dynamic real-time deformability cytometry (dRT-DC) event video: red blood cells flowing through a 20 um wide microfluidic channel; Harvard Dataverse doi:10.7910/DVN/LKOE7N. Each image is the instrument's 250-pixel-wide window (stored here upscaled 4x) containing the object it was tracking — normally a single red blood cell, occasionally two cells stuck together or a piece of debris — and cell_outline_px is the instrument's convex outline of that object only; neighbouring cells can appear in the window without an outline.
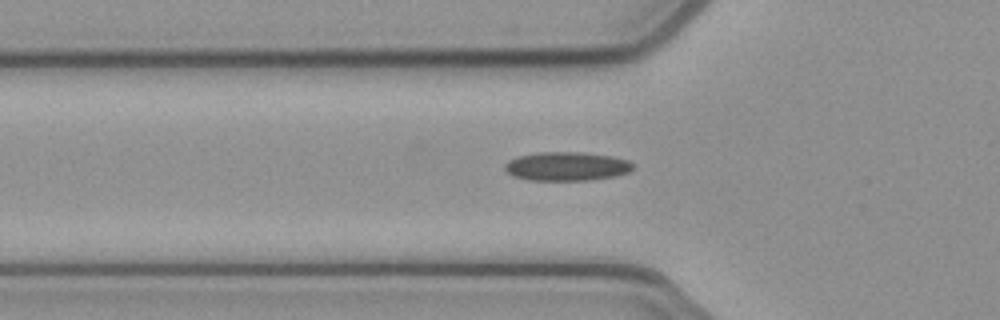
{"species": "common noctule bat (a hibernating species)", "species_latin": "Nyctalus noctula", "temperature_condition": "cold", "stored_images_in_passage": 38, "camera_frame_rate_fps": 3000, "um_per_image_px": 0.085, "animal": {"sex": "female", "body_mass_g": 21.9}, "frame": {"image": 1, "passage_image": 4, "time_ms": 1.0, "image_size_px": [1000, 320], "cell_outline_px": [[636, 168], [628, 172], [616, 176], [592, 180], [528, 180], [512, 176], [504, 168], [504, 164], [508, 160], [516, 156], [540, 152], [580, 152], [612, 156], [628, 160]], "centroid_in_image_um": [48.16, 14.14], "position_along_channel_um": 77.6, "area_um2": 21.73}}
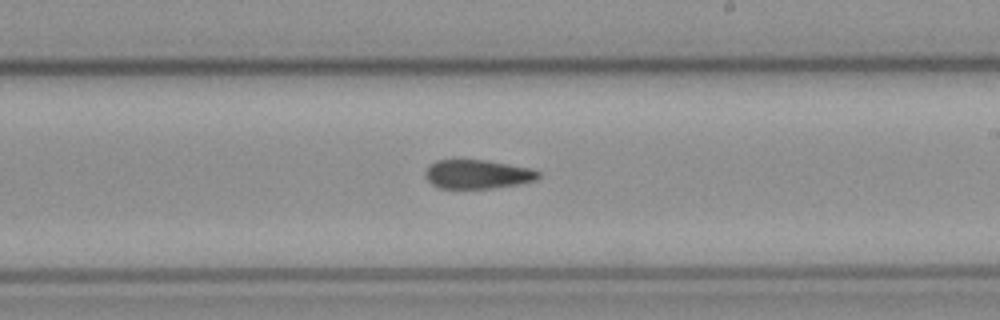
{"frame": {"image": 2, "passage_image": 17, "time_ms": 5.333, "image_size_px": [1000, 320], "cell_outline_px": [[540, 176], [536, 180], [516, 184], [492, 188], [440, 188], [432, 184], [424, 176], [424, 172], [436, 160], [484, 160], [532, 168], [540, 172]], "centroid_in_image_um": [40.59, 14.81], "position_along_channel_um": 248.4, "area_um2": 18.9}}
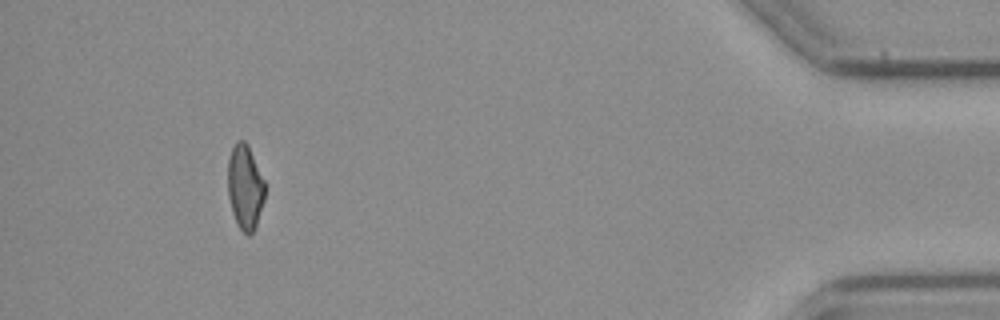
{"frame": {"image": 3, "passage_image": 35, "time_ms": 11.333, "image_size_px": [1000, 320], "cell_outline_px": [[264, 200], [256, 228], [248, 236], [240, 228], [232, 212], [228, 196], [228, 160], [232, 148], [236, 140], [244, 140], [248, 144], [264, 180]], "centroid_in_image_um": [20.83, 15.89], "position_along_channel_um": 414.4, "area_um2": 18.26}}